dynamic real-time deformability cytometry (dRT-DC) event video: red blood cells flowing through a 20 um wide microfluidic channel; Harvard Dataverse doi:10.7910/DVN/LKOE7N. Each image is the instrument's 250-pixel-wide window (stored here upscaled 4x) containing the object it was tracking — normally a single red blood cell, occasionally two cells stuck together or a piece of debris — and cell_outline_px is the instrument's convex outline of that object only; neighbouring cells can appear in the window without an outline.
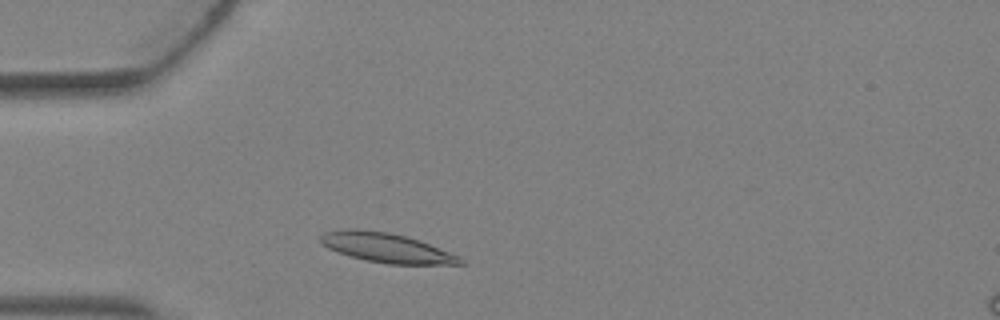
{"species": "Egyptian fruit bat (a non-hibernating species)", "species_latin": "Rousettus aegyptiacus", "temperature_condition": "warm", "stored_images_in_passage": 1, "camera_frame_rate_fps": 3000, "um_per_image_px": 0.085, "animal": {"sex": "female"}, "frame": {"image": 1, "passage_image": 1, "time_ms": 0.0, "image_size_px": [1000, 320], "cell_outline_px": [[464, 264], [388, 264], [364, 260], [328, 248], [320, 244], [320, 236], [324, 232], [348, 228], [356, 228], [388, 232], [408, 236], [420, 240], [460, 256], [464, 260]], "centroid_in_image_um": [32.85, 21.05], "position_along_channel_um": 52.1, "area_um2": 24.1}}